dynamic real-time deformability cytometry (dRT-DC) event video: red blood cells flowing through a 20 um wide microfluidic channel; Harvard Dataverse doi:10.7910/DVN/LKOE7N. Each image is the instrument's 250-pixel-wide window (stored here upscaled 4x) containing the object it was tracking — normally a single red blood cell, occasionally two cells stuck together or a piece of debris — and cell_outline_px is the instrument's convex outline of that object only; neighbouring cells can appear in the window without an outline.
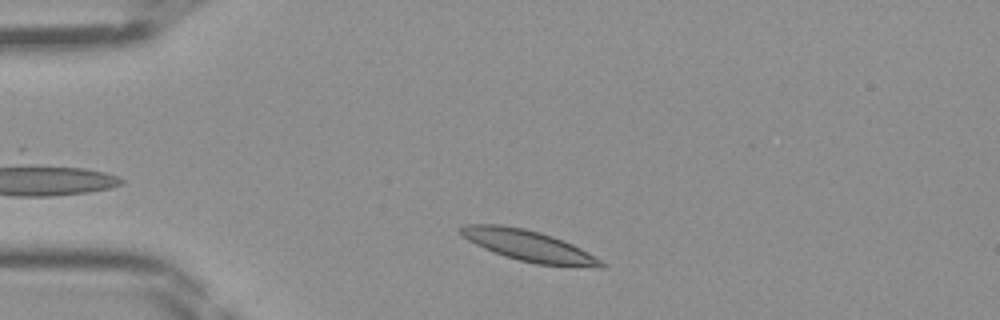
{"species": "Egyptian fruit bat (a non-hibernating species)", "species_latin": "Rousettus aegyptiacus", "temperature_condition": "room temperature", "stored_images_in_passage": 33, "camera_frame_rate_fps": 3000, "um_per_image_px": 0.085, "frame": {"image": 1, "passage_image": 3, "time_ms": 0.667, "image_size_px": [1000, 320], "cell_outline_px": [[608, 264], [604, 268], [600, 268], [536, 264], [504, 256], [484, 248], [468, 240], [460, 232], [460, 228], [468, 224], [500, 224], [524, 228], [540, 232], [552, 236], [572, 244], [588, 252]], "centroid_in_image_um": [45.0, 20.9], "position_along_channel_um": 40.0, "area_um2": 25.26}}
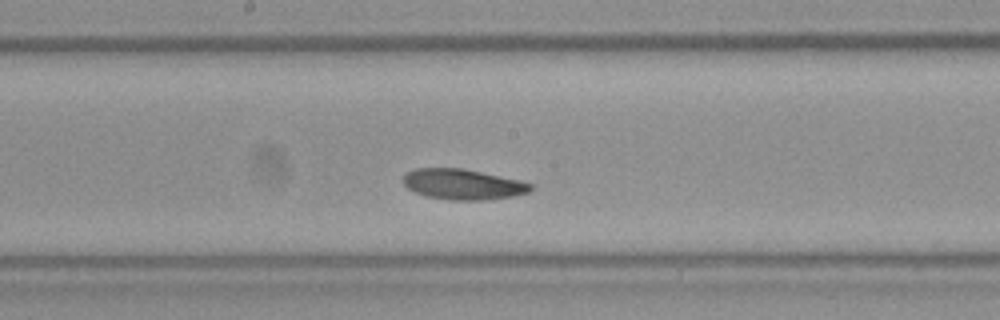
{"frame": {"image": 2, "passage_image": 17, "time_ms": 5.333, "image_size_px": [1000, 320], "cell_outline_px": [[532, 188], [528, 192], [512, 196], [484, 200], [452, 200], [424, 196], [408, 188], [404, 184], [404, 176], [408, 172], [416, 168], [464, 168], [520, 180], [532, 184]], "centroid_in_image_um": [39.35, 15.66], "position_along_channel_um": 208.9, "area_um2": 22.54}}
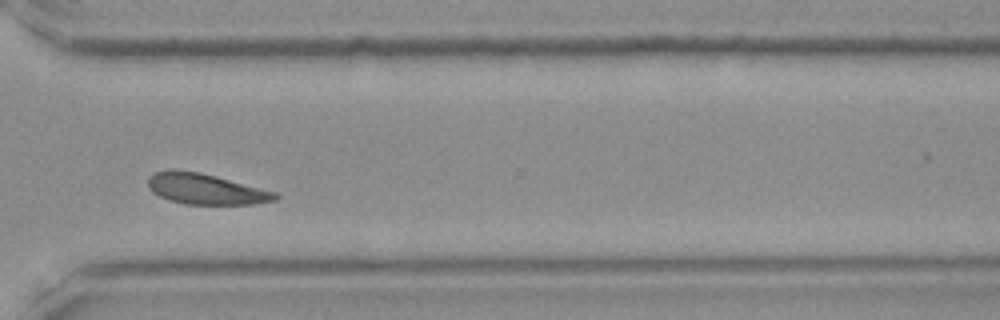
{"frame": {"image": 3, "passage_image": 27, "time_ms": 8.667, "image_size_px": [1000, 320], "cell_outline_px": [[280, 196], [276, 200], [252, 204], [184, 204], [168, 200], [152, 192], [148, 184], [148, 176], [152, 172], [172, 168], [200, 172], [216, 176], [276, 192]], "centroid_in_image_um": [17.43, 16.05], "position_along_channel_um": 353.2, "area_um2": 22.95}}